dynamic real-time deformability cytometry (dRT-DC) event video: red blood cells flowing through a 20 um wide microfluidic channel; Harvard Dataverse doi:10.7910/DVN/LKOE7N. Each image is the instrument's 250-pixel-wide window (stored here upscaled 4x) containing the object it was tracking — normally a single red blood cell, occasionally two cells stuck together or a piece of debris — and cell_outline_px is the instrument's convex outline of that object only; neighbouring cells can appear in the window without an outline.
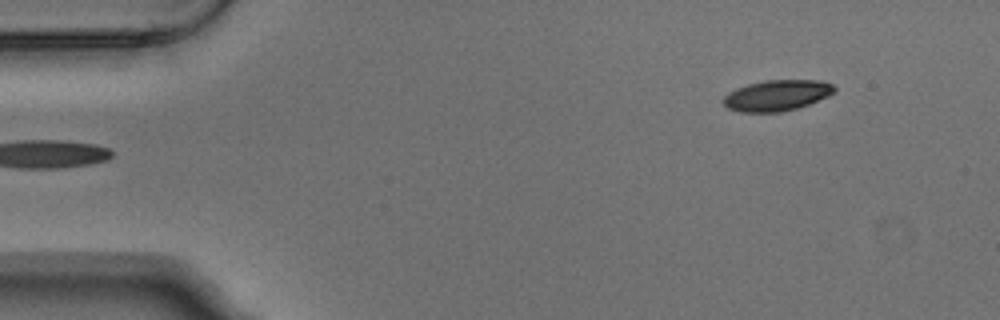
{"species": "Egyptian fruit bat (a non-hibernating species)", "species_latin": "Rousettus aegyptiacus", "temperature_condition": "warm", "stored_images_in_passage": 4, "segment_of_instrument_passage": [2, 2], "camera_frame_rate_fps": 3000, "um_per_image_px": 0.085, "animal": {"sex": "male"}, "frame": {"image": 1, "passage_image": 4, "time_ms": 1.0, "image_size_px": [1000, 320], "cell_outline_px": [[836, 88], [828, 96], [808, 104], [796, 108], [780, 112], [740, 112], [728, 108], [720, 100], [728, 92], [736, 88], [748, 84], [764, 80], [824, 80], [832, 84]], "centroid_in_image_um": [66.0, 8.1], "position_along_channel_um": 19.0, "area_um2": 20.0}}